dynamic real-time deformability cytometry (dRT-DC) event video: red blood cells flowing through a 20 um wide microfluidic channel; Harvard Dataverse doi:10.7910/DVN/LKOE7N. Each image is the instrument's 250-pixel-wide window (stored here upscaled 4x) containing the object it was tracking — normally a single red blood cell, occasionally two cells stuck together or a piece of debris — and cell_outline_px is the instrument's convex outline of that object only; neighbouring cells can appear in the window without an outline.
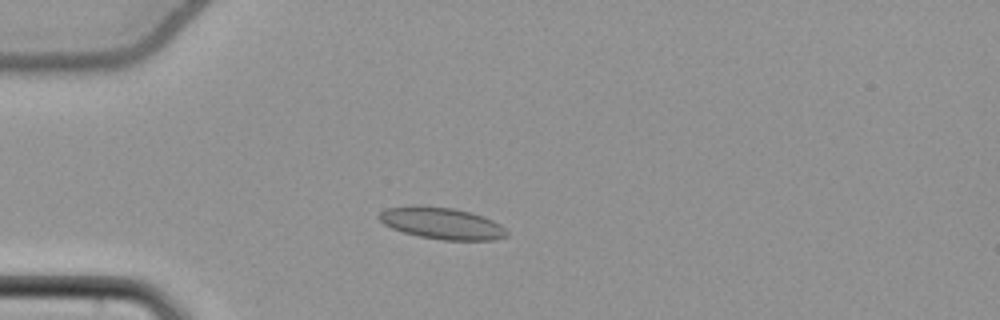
{"species": "common noctule bat (a hibernating species)", "species_latin": "Nyctalus noctula", "temperature_condition": "cold", "stored_images_in_passage": 40, "camera_frame_rate_fps": 3000, "um_per_image_px": 0.085, "animal": {"sex": "female", "body_mass_g": 22.7, "forearm_length_mm": 54.2}, "frame": {"image": 1, "passage_image": 1, "time_ms": 0.0, "image_size_px": [1000, 320], "cell_outline_px": [[508, 236], [496, 240], [444, 240], [420, 236], [404, 232], [392, 228], [384, 224], [376, 216], [380, 212], [388, 208], [408, 204], [424, 204], [452, 208], [472, 212], [484, 216], [500, 224], [508, 232]], "centroid_in_image_um": [37.54, 18.95], "position_along_channel_um": 47.5, "area_um2": 23.99}}
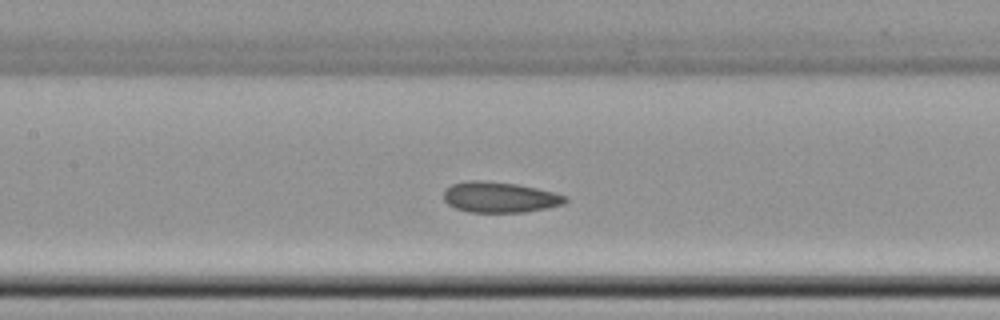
{"frame": {"image": 2, "passage_image": 12, "time_ms": 3.667, "image_size_px": [1000, 320], "cell_outline_px": [[568, 200], [564, 204], [548, 208], [524, 212], [468, 212], [456, 208], [448, 204], [444, 200], [444, 188], [452, 184], [464, 180], [484, 180], [516, 184], [536, 188], [568, 196]], "centroid_in_image_um": [42.46, 16.76], "position_along_channel_um": 164.9, "area_um2": 21.91}}
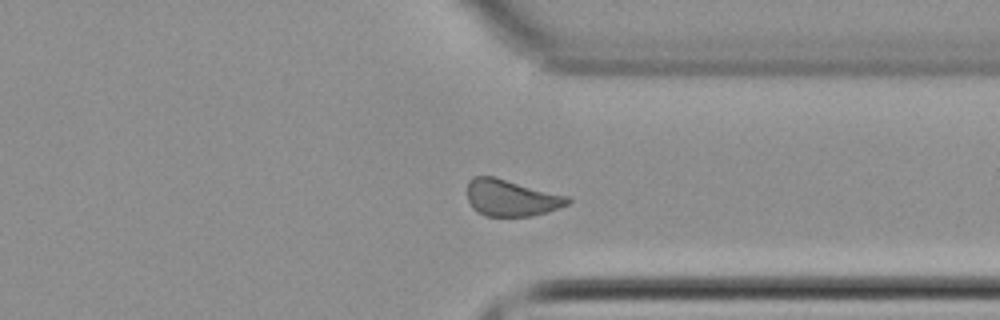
{"frame": {"image": 3, "passage_image": 28, "time_ms": 9.0, "image_size_px": [1000, 320], "cell_outline_px": [[572, 200], [568, 204], [548, 212], [532, 216], [484, 216], [476, 212], [472, 208], [468, 200], [468, 180], [472, 176], [496, 176], [568, 196]], "centroid_in_image_um": [43.44, 16.81], "position_along_channel_um": 368.0, "area_um2": 21.73}, "authors_computed_cell_mechanics": {"area_um2": 21.6461, "velocity_mm_per_s": 3.7981, "shape_relaxation_time_tau1_ms": null, "shape_relaxation_time_tau2_ms": 2.1036, "deformation_change_tau1": null, "deformation_change_tau2": 0.0542}}